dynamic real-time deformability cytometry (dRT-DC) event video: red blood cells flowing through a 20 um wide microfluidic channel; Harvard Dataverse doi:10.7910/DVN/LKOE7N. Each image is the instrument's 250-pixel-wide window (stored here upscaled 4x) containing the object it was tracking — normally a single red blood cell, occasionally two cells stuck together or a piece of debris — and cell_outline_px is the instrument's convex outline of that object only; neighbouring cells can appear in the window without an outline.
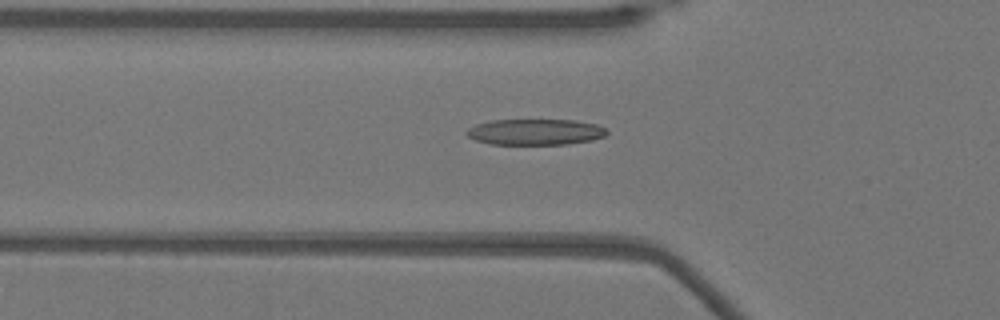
{"species": "Egyptian fruit bat (a non-hibernating species)", "species_latin": "Rousettus aegyptiacus", "temperature_condition": "warm", "stored_images_in_passage": 52, "camera_frame_rate_fps": 3000, "um_per_image_px": 0.085, "animal": {"sex": "female"}, "frame": {"image": 1, "passage_image": 18, "time_ms": 5.667, "image_size_px": [1000, 320], "cell_outline_px": [[608, 132], [604, 136], [592, 140], [568, 144], [492, 144], [476, 140], [468, 136], [464, 132], [468, 128], [476, 124], [488, 120], [576, 120], [596, 124], [608, 128]], "centroid_in_image_um": [45.51, 11.21], "position_along_channel_um": 80.3, "area_um2": 21.33}}
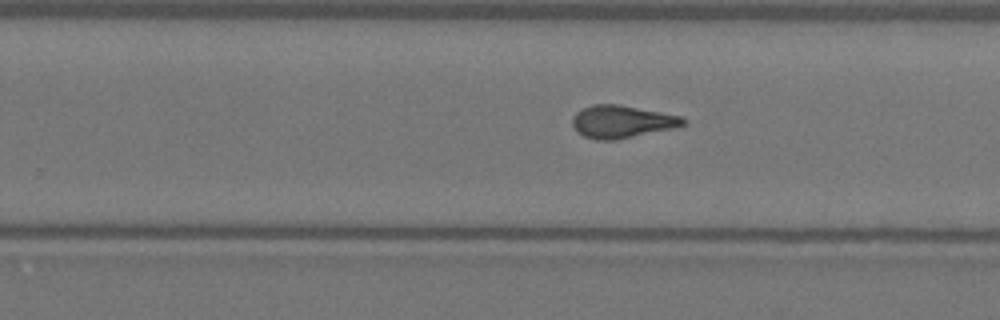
{"frame": {"image": 2, "passage_image": 33, "time_ms": 10.667, "image_size_px": [1000, 320], "cell_outline_px": [[688, 120], [684, 124], [672, 128], [616, 140], [596, 140], [584, 136], [576, 132], [572, 124], [572, 116], [576, 112], [592, 104], [620, 104], [684, 116]], "centroid_in_image_um": [52.85, 10.33], "position_along_channel_um": 277.0, "area_um2": 21.21}}
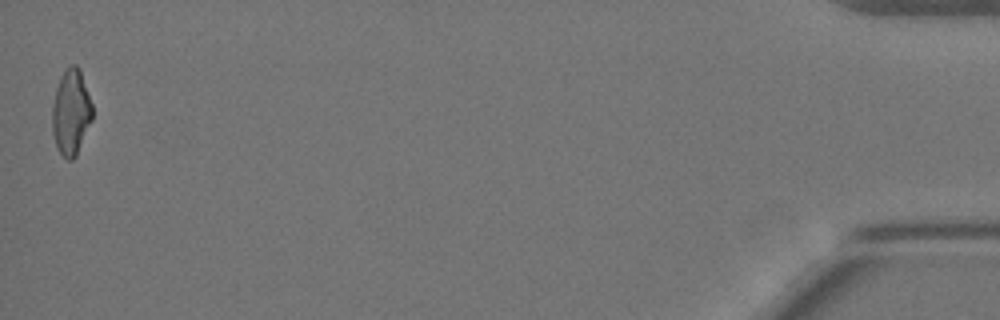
{"frame": {"image": 3, "passage_image": 52, "time_ms": 17.0, "image_size_px": [1000, 320], "cell_outline_px": [[92, 120], [76, 156], [72, 160], [68, 160], [56, 148], [52, 132], [52, 104], [56, 88], [60, 76], [64, 68], [72, 64], [76, 64], [80, 68], [92, 104]], "centroid_in_image_um": [6.03, 9.51], "position_along_channel_um": 429.2, "area_um2": 20.29}, "authors_computed_cell_mechanics": {"area_um2": 20.9236, "velocity_mm_per_s": 3.9075, "shape_relaxation_time_tau1_ms": 6.7279, "shape_relaxation_time_tau2_ms": 1.5276, "deformation_change_tau1": 0.231, "deformation_change_tau2": 0.1079}}